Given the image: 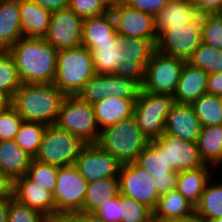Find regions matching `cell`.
<instances>
[{
  "instance_id": "cell-1",
  "label": "cell",
  "mask_w": 222,
  "mask_h": 222,
  "mask_svg": "<svg viewBox=\"0 0 222 222\" xmlns=\"http://www.w3.org/2000/svg\"><path fill=\"white\" fill-rule=\"evenodd\" d=\"M8 52L15 59L22 83H53L58 51L44 38L21 37Z\"/></svg>"
},
{
  "instance_id": "cell-2",
  "label": "cell",
  "mask_w": 222,
  "mask_h": 222,
  "mask_svg": "<svg viewBox=\"0 0 222 222\" xmlns=\"http://www.w3.org/2000/svg\"><path fill=\"white\" fill-rule=\"evenodd\" d=\"M66 95L53 84L22 83L11 106L24 121L55 125Z\"/></svg>"
},
{
  "instance_id": "cell-3",
  "label": "cell",
  "mask_w": 222,
  "mask_h": 222,
  "mask_svg": "<svg viewBox=\"0 0 222 222\" xmlns=\"http://www.w3.org/2000/svg\"><path fill=\"white\" fill-rule=\"evenodd\" d=\"M149 143L134 116L100 130L97 145L121 164L135 162Z\"/></svg>"
},
{
  "instance_id": "cell-4",
  "label": "cell",
  "mask_w": 222,
  "mask_h": 222,
  "mask_svg": "<svg viewBox=\"0 0 222 222\" xmlns=\"http://www.w3.org/2000/svg\"><path fill=\"white\" fill-rule=\"evenodd\" d=\"M95 74L90 50L80 45L57 52V69L52 84L66 96H77Z\"/></svg>"
},
{
  "instance_id": "cell-5",
  "label": "cell",
  "mask_w": 222,
  "mask_h": 222,
  "mask_svg": "<svg viewBox=\"0 0 222 222\" xmlns=\"http://www.w3.org/2000/svg\"><path fill=\"white\" fill-rule=\"evenodd\" d=\"M55 125L86 144H96L100 134L93 105L81 101L77 96L64 98Z\"/></svg>"
},
{
  "instance_id": "cell-6",
  "label": "cell",
  "mask_w": 222,
  "mask_h": 222,
  "mask_svg": "<svg viewBox=\"0 0 222 222\" xmlns=\"http://www.w3.org/2000/svg\"><path fill=\"white\" fill-rule=\"evenodd\" d=\"M174 103L171 95L154 94L140 89L133 116L149 142L164 134L166 118Z\"/></svg>"
},
{
  "instance_id": "cell-7",
  "label": "cell",
  "mask_w": 222,
  "mask_h": 222,
  "mask_svg": "<svg viewBox=\"0 0 222 222\" xmlns=\"http://www.w3.org/2000/svg\"><path fill=\"white\" fill-rule=\"evenodd\" d=\"M85 145L79 137L56 125H49L34 159L57 167L73 165Z\"/></svg>"
},
{
  "instance_id": "cell-8",
  "label": "cell",
  "mask_w": 222,
  "mask_h": 222,
  "mask_svg": "<svg viewBox=\"0 0 222 222\" xmlns=\"http://www.w3.org/2000/svg\"><path fill=\"white\" fill-rule=\"evenodd\" d=\"M185 63L184 59L169 56L155 50L146 64L145 78L141 85V90L174 97Z\"/></svg>"
},
{
  "instance_id": "cell-9",
  "label": "cell",
  "mask_w": 222,
  "mask_h": 222,
  "mask_svg": "<svg viewBox=\"0 0 222 222\" xmlns=\"http://www.w3.org/2000/svg\"><path fill=\"white\" fill-rule=\"evenodd\" d=\"M88 182L75 165L58 167L57 182L53 190L56 213H80L87 191Z\"/></svg>"
},
{
  "instance_id": "cell-10",
  "label": "cell",
  "mask_w": 222,
  "mask_h": 222,
  "mask_svg": "<svg viewBox=\"0 0 222 222\" xmlns=\"http://www.w3.org/2000/svg\"><path fill=\"white\" fill-rule=\"evenodd\" d=\"M202 43L201 15L187 25L163 30L158 35L156 50L160 53L188 61Z\"/></svg>"
},
{
  "instance_id": "cell-11",
  "label": "cell",
  "mask_w": 222,
  "mask_h": 222,
  "mask_svg": "<svg viewBox=\"0 0 222 222\" xmlns=\"http://www.w3.org/2000/svg\"><path fill=\"white\" fill-rule=\"evenodd\" d=\"M119 193L137 200L154 210L159 195L153 177L135 162L121 164L118 175Z\"/></svg>"
},
{
  "instance_id": "cell-12",
  "label": "cell",
  "mask_w": 222,
  "mask_h": 222,
  "mask_svg": "<svg viewBox=\"0 0 222 222\" xmlns=\"http://www.w3.org/2000/svg\"><path fill=\"white\" fill-rule=\"evenodd\" d=\"M84 19L69 7L52 12L44 39L57 51L81 45Z\"/></svg>"
},
{
  "instance_id": "cell-13",
  "label": "cell",
  "mask_w": 222,
  "mask_h": 222,
  "mask_svg": "<svg viewBox=\"0 0 222 222\" xmlns=\"http://www.w3.org/2000/svg\"><path fill=\"white\" fill-rule=\"evenodd\" d=\"M110 12L118 35L158 39L152 14L132 8L125 2H117L110 8Z\"/></svg>"
},
{
  "instance_id": "cell-14",
  "label": "cell",
  "mask_w": 222,
  "mask_h": 222,
  "mask_svg": "<svg viewBox=\"0 0 222 222\" xmlns=\"http://www.w3.org/2000/svg\"><path fill=\"white\" fill-rule=\"evenodd\" d=\"M74 165L88 183L104 178H118L121 167L114 156L97 144H86Z\"/></svg>"
},
{
  "instance_id": "cell-15",
  "label": "cell",
  "mask_w": 222,
  "mask_h": 222,
  "mask_svg": "<svg viewBox=\"0 0 222 222\" xmlns=\"http://www.w3.org/2000/svg\"><path fill=\"white\" fill-rule=\"evenodd\" d=\"M154 141L161 147V153H165L167 167L172 171H188L205 164L200 157L197 143L168 134H163Z\"/></svg>"
},
{
  "instance_id": "cell-16",
  "label": "cell",
  "mask_w": 222,
  "mask_h": 222,
  "mask_svg": "<svg viewBox=\"0 0 222 222\" xmlns=\"http://www.w3.org/2000/svg\"><path fill=\"white\" fill-rule=\"evenodd\" d=\"M201 128L192 105L175 102L167 115L164 134L197 143Z\"/></svg>"
},
{
  "instance_id": "cell-17",
  "label": "cell",
  "mask_w": 222,
  "mask_h": 222,
  "mask_svg": "<svg viewBox=\"0 0 222 222\" xmlns=\"http://www.w3.org/2000/svg\"><path fill=\"white\" fill-rule=\"evenodd\" d=\"M13 198L44 216L55 213L52 192L31 181L26 175L14 181Z\"/></svg>"
},
{
  "instance_id": "cell-18",
  "label": "cell",
  "mask_w": 222,
  "mask_h": 222,
  "mask_svg": "<svg viewBox=\"0 0 222 222\" xmlns=\"http://www.w3.org/2000/svg\"><path fill=\"white\" fill-rule=\"evenodd\" d=\"M208 74L187 61L181 71L174 93V101L180 104H192L207 93Z\"/></svg>"
},
{
  "instance_id": "cell-19",
  "label": "cell",
  "mask_w": 222,
  "mask_h": 222,
  "mask_svg": "<svg viewBox=\"0 0 222 222\" xmlns=\"http://www.w3.org/2000/svg\"><path fill=\"white\" fill-rule=\"evenodd\" d=\"M200 15L192 0H170L154 17L156 33L193 23Z\"/></svg>"
},
{
  "instance_id": "cell-20",
  "label": "cell",
  "mask_w": 222,
  "mask_h": 222,
  "mask_svg": "<svg viewBox=\"0 0 222 222\" xmlns=\"http://www.w3.org/2000/svg\"><path fill=\"white\" fill-rule=\"evenodd\" d=\"M19 9L23 37L44 38L52 13L39 6L34 0H19Z\"/></svg>"
},
{
  "instance_id": "cell-21",
  "label": "cell",
  "mask_w": 222,
  "mask_h": 222,
  "mask_svg": "<svg viewBox=\"0 0 222 222\" xmlns=\"http://www.w3.org/2000/svg\"><path fill=\"white\" fill-rule=\"evenodd\" d=\"M136 100L110 96L95 103L93 108L99 129L132 117Z\"/></svg>"
},
{
  "instance_id": "cell-22",
  "label": "cell",
  "mask_w": 222,
  "mask_h": 222,
  "mask_svg": "<svg viewBox=\"0 0 222 222\" xmlns=\"http://www.w3.org/2000/svg\"><path fill=\"white\" fill-rule=\"evenodd\" d=\"M21 37L19 0H0V51H8Z\"/></svg>"
},
{
  "instance_id": "cell-23",
  "label": "cell",
  "mask_w": 222,
  "mask_h": 222,
  "mask_svg": "<svg viewBox=\"0 0 222 222\" xmlns=\"http://www.w3.org/2000/svg\"><path fill=\"white\" fill-rule=\"evenodd\" d=\"M212 168V166L204 164L196 169L178 172L176 190L195 206L207 183L212 177L215 178Z\"/></svg>"
},
{
  "instance_id": "cell-24",
  "label": "cell",
  "mask_w": 222,
  "mask_h": 222,
  "mask_svg": "<svg viewBox=\"0 0 222 222\" xmlns=\"http://www.w3.org/2000/svg\"><path fill=\"white\" fill-rule=\"evenodd\" d=\"M32 159L14 140H0V171L12 181L26 175Z\"/></svg>"
},
{
  "instance_id": "cell-25",
  "label": "cell",
  "mask_w": 222,
  "mask_h": 222,
  "mask_svg": "<svg viewBox=\"0 0 222 222\" xmlns=\"http://www.w3.org/2000/svg\"><path fill=\"white\" fill-rule=\"evenodd\" d=\"M116 28L110 11L83 21L81 45L90 49L97 43L116 42Z\"/></svg>"
},
{
  "instance_id": "cell-26",
  "label": "cell",
  "mask_w": 222,
  "mask_h": 222,
  "mask_svg": "<svg viewBox=\"0 0 222 222\" xmlns=\"http://www.w3.org/2000/svg\"><path fill=\"white\" fill-rule=\"evenodd\" d=\"M122 35L116 34V42L97 43L89 50L96 74H113L118 63L125 62Z\"/></svg>"
},
{
  "instance_id": "cell-27",
  "label": "cell",
  "mask_w": 222,
  "mask_h": 222,
  "mask_svg": "<svg viewBox=\"0 0 222 222\" xmlns=\"http://www.w3.org/2000/svg\"><path fill=\"white\" fill-rule=\"evenodd\" d=\"M197 148L202 161L212 166L213 170L222 166V124L203 126L198 136Z\"/></svg>"
},
{
  "instance_id": "cell-28",
  "label": "cell",
  "mask_w": 222,
  "mask_h": 222,
  "mask_svg": "<svg viewBox=\"0 0 222 222\" xmlns=\"http://www.w3.org/2000/svg\"><path fill=\"white\" fill-rule=\"evenodd\" d=\"M119 194L118 178H104L89 182L83 212H94L102 204L111 201Z\"/></svg>"
},
{
  "instance_id": "cell-29",
  "label": "cell",
  "mask_w": 222,
  "mask_h": 222,
  "mask_svg": "<svg viewBox=\"0 0 222 222\" xmlns=\"http://www.w3.org/2000/svg\"><path fill=\"white\" fill-rule=\"evenodd\" d=\"M195 212V206L176 189L159 196L153 217L185 218Z\"/></svg>"
},
{
  "instance_id": "cell-30",
  "label": "cell",
  "mask_w": 222,
  "mask_h": 222,
  "mask_svg": "<svg viewBox=\"0 0 222 222\" xmlns=\"http://www.w3.org/2000/svg\"><path fill=\"white\" fill-rule=\"evenodd\" d=\"M207 183L199 202L195 205V213L204 221L211 222L222 217V182Z\"/></svg>"
},
{
  "instance_id": "cell-31",
  "label": "cell",
  "mask_w": 222,
  "mask_h": 222,
  "mask_svg": "<svg viewBox=\"0 0 222 222\" xmlns=\"http://www.w3.org/2000/svg\"><path fill=\"white\" fill-rule=\"evenodd\" d=\"M135 163L153 178L168 177V173L172 172L167 167L165 153H161V147L154 140L146 145Z\"/></svg>"
},
{
  "instance_id": "cell-32",
  "label": "cell",
  "mask_w": 222,
  "mask_h": 222,
  "mask_svg": "<svg viewBox=\"0 0 222 222\" xmlns=\"http://www.w3.org/2000/svg\"><path fill=\"white\" fill-rule=\"evenodd\" d=\"M47 125L40 122H22L14 141L32 158L39 151L42 137Z\"/></svg>"
},
{
  "instance_id": "cell-33",
  "label": "cell",
  "mask_w": 222,
  "mask_h": 222,
  "mask_svg": "<svg viewBox=\"0 0 222 222\" xmlns=\"http://www.w3.org/2000/svg\"><path fill=\"white\" fill-rule=\"evenodd\" d=\"M195 115L203 126H216L222 124V109L218 96L204 93L192 104Z\"/></svg>"
},
{
  "instance_id": "cell-34",
  "label": "cell",
  "mask_w": 222,
  "mask_h": 222,
  "mask_svg": "<svg viewBox=\"0 0 222 222\" xmlns=\"http://www.w3.org/2000/svg\"><path fill=\"white\" fill-rule=\"evenodd\" d=\"M187 62L207 74L222 72V50L202 42Z\"/></svg>"
},
{
  "instance_id": "cell-35",
  "label": "cell",
  "mask_w": 222,
  "mask_h": 222,
  "mask_svg": "<svg viewBox=\"0 0 222 222\" xmlns=\"http://www.w3.org/2000/svg\"><path fill=\"white\" fill-rule=\"evenodd\" d=\"M21 85L14 57L8 51H0V90L12 99Z\"/></svg>"
},
{
  "instance_id": "cell-36",
  "label": "cell",
  "mask_w": 222,
  "mask_h": 222,
  "mask_svg": "<svg viewBox=\"0 0 222 222\" xmlns=\"http://www.w3.org/2000/svg\"><path fill=\"white\" fill-rule=\"evenodd\" d=\"M119 222H152L153 210L119 193Z\"/></svg>"
},
{
  "instance_id": "cell-37",
  "label": "cell",
  "mask_w": 222,
  "mask_h": 222,
  "mask_svg": "<svg viewBox=\"0 0 222 222\" xmlns=\"http://www.w3.org/2000/svg\"><path fill=\"white\" fill-rule=\"evenodd\" d=\"M124 43L123 53L126 61L148 62L156 50L158 39H144L122 36Z\"/></svg>"
},
{
  "instance_id": "cell-38",
  "label": "cell",
  "mask_w": 222,
  "mask_h": 222,
  "mask_svg": "<svg viewBox=\"0 0 222 222\" xmlns=\"http://www.w3.org/2000/svg\"><path fill=\"white\" fill-rule=\"evenodd\" d=\"M77 97L88 104L94 105L106 97H110L108 74H95L83 86Z\"/></svg>"
},
{
  "instance_id": "cell-39",
  "label": "cell",
  "mask_w": 222,
  "mask_h": 222,
  "mask_svg": "<svg viewBox=\"0 0 222 222\" xmlns=\"http://www.w3.org/2000/svg\"><path fill=\"white\" fill-rule=\"evenodd\" d=\"M58 167L32 159L26 176L39 186L53 193L57 182Z\"/></svg>"
},
{
  "instance_id": "cell-40",
  "label": "cell",
  "mask_w": 222,
  "mask_h": 222,
  "mask_svg": "<svg viewBox=\"0 0 222 222\" xmlns=\"http://www.w3.org/2000/svg\"><path fill=\"white\" fill-rule=\"evenodd\" d=\"M202 42L222 50V13L201 14Z\"/></svg>"
},
{
  "instance_id": "cell-41",
  "label": "cell",
  "mask_w": 222,
  "mask_h": 222,
  "mask_svg": "<svg viewBox=\"0 0 222 222\" xmlns=\"http://www.w3.org/2000/svg\"><path fill=\"white\" fill-rule=\"evenodd\" d=\"M110 96H118L125 99H137L141 87L130 79L108 74Z\"/></svg>"
},
{
  "instance_id": "cell-42",
  "label": "cell",
  "mask_w": 222,
  "mask_h": 222,
  "mask_svg": "<svg viewBox=\"0 0 222 222\" xmlns=\"http://www.w3.org/2000/svg\"><path fill=\"white\" fill-rule=\"evenodd\" d=\"M23 118L10 106L0 112V140H14Z\"/></svg>"
},
{
  "instance_id": "cell-43",
  "label": "cell",
  "mask_w": 222,
  "mask_h": 222,
  "mask_svg": "<svg viewBox=\"0 0 222 222\" xmlns=\"http://www.w3.org/2000/svg\"><path fill=\"white\" fill-rule=\"evenodd\" d=\"M7 222H45V216L11 198Z\"/></svg>"
},
{
  "instance_id": "cell-44",
  "label": "cell",
  "mask_w": 222,
  "mask_h": 222,
  "mask_svg": "<svg viewBox=\"0 0 222 222\" xmlns=\"http://www.w3.org/2000/svg\"><path fill=\"white\" fill-rule=\"evenodd\" d=\"M68 7L83 19L101 16L110 11L101 0H69Z\"/></svg>"
},
{
  "instance_id": "cell-45",
  "label": "cell",
  "mask_w": 222,
  "mask_h": 222,
  "mask_svg": "<svg viewBox=\"0 0 222 222\" xmlns=\"http://www.w3.org/2000/svg\"><path fill=\"white\" fill-rule=\"evenodd\" d=\"M148 62L126 61L118 63L114 75L135 81L140 87L145 78V67Z\"/></svg>"
},
{
  "instance_id": "cell-46",
  "label": "cell",
  "mask_w": 222,
  "mask_h": 222,
  "mask_svg": "<svg viewBox=\"0 0 222 222\" xmlns=\"http://www.w3.org/2000/svg\"><path fill=\"white\" fill-rule=\"evenodd\" d=\"M119 194L111 201L102 204L94 213L105 222H119Z\"/></svg>"
},
{
  "instance_id": "cell-47",
  "label": "cell",
  "mask_w": 222,
  "mask_h": 222,
  "mask_svg": "<svg viewBox=\"0 0 222 222\" xmlns=\"http://www.w3.org/2000/svg\"><path fill=\"white\" fill-rule=\"evenodd\" d=\"M169 1L170 0H126L125 3L132 8L150 13L155 17Z\"/></svg>"
},
{
  "instance_id": "cell-48",
  "label": "cell",
  "mask_w": 222,
  "mask_h": 222,
  "mask_svg": "<svg viewBox=\"0 0 222 222\" xmlns=\"http://www.w3.org/2000/svg\"><path fill=\"white\" fill-rule=\"evenodd\" d=\"M178 172L168 173V177L153 178L159 196L176 189Z\"/></svg>"
},
{
  "instance_id": "cell-49",
  "label": "cell",
  "mask_w": 222,
  "mask_h": 222,
  "mask_svg": "<svg viewBox=\"0 0 222 222\" xmlns=\"http://www.w3.org/2000/svg\"><path fill=\"white\" fill-rule=\"evenodd\" d=\"M200 14L222 13V0H192Z\"/></svg>"
},
{
  "instance_id": "cell-50",
  "label": "cell",
  "mask_w": 222,
  "mask_h": 222,
  "mask_svg": "<svg viewBox=\"0 0 222 222\" xmlns=\"http://www.w3.org/2000/svg\"><path fill=\"white\" fill-rule=\"evenodd\" d=\"M207 93L222 95V72L208 74Z\"/></svg>"
},
{
  "instance_id": "cell-51",
  "label": "cell",
  "mask_w": 222,
  "mask_h": 222,
  "mask_svg": "<svg viewBox=\"0 0 222 222\" xmlns=\"http://www.w3.org/2000/svg\"><path fill=\"white\" fill-rule=\"evenodd\" d=\"M14 181L0 171V200L13 198Z\"/></svg>"
},
{
  "instance_id": "cell-52",
  "label": "cell",
  "mask_w": 222,
  "mask_h": 222,
  "mask_svg": "<svg viewBox=\"0 0 222 222\" xmlns=\"http://www.w3.org/2000/svg\"><path fill=\"white\" fill-rule=\"evenodd\" d=\"M45 222H82L79 213H52L45 216Z\"/></svg>"
},
{
  "instance_id": "cell-53",
  "label": "cell",
  "mask_w": 222,
  "mask_h": 222,
  "mask_svg": "<svg viewBox=\"0 0 222 222\" xmlns=\"http://www.w3.org/2000/svg\"><path fill=\"white\" fill-rule=\"evenodd\" d=\"M39 6L48 10L49 12L59 11L67 8L69 0H34Z\"/></svg>"
},
{
  "instance_id": "cell-54",
  "label": "cell",
  "mask_w": 222,
  "mask_h": 222,
  "mask_svg": "<svg viewBox=\"0 0 222 222\" xmlns=\"http://www.w3.org/2000/svg\"><path fill=\"white\" fill-rule=\"evenodd\" d=\"M10 200H0V222H7Z\"/></svg>"
},
{
  "instance_id": "cell-55",
  "label": "cell",
  "mask_w": 222,
  "mask_h": 222,
  "mask_svg": "<svg viewBox=\"0 0 222 222\" xmlns=\"http://www.w3.org/2000/svg\"><path fill=\"white\" fill-rule=\"evenodd\" d=\"M82 222H105L94 212H80Z\"/></svg>"
},
{
  "instance_id": "cell-56",
  "label": "cell",
  "mask_w": 222,
  "mask_h": 222,
  "mask_svg": "<svg viewBox=\"0 0 222 222\" xmlns=\"http://www.w3.org/2000/svg\"><path fill=\"white\" fill-rule=\"evenodd\" d=\"M11 101L12 99L6 93L0 90V112L10 107Z\"/></svg>"
},
{
  "instance_id": "cell-57",
  "label": "cell",
  "mask_w": 222,
  "mask_h": 222,
  "mask_svg": "<svg viewBox=\"0 0 222 222\" xmlns=\"http://www.w3.org/2000/svg\"><path fill=\"white\" fill-rule=\"evenodd\" d=\"M179 222H204L195 212L185 218H180Z\"/></svg>"
},
{
  "instance_id": "cell-58",
  "label": "cell",
  "mask_w": 222,
  "mask_h": 222,
  "mask_svg": "<svg viewBox=\"0 0 222 222\" xmlns=\"http://www.w3.org/2000/svg\"><path fill=\"white\" fill-rule=\"evenodd\" d=\"M152 222H179V219L166 217H152Z\"/></svg>"
},
{
  "instance_id": "cell-59",
  "label": "cell",
  "mask_w": 222,
  "mask_h": 222,
  "mask_svg": "<svg viewBox=\"0 0 222 222\" xmlns=\"http://www.w3.org/2000/svg\"><path fill=\"white\" fill-rule=\"evenodd\" d=\"M109 8H112L118 1L117 0H101Z\"/></svg>"
},
{
  "instance_id": "cell-60",
  "label": "cell",
  "mask_w": 222,
  "mask_h": 222,
  "mask_svg": "<svg viewBox=\"0 0 222 222\" xmlns=\"http://www.w3.org/2000/svg\"><path fill=\"white\" fill-rule=\"evenodd\" d=\"M218 100H219V103H220V106H221V109H222V95L218 96Z\"/></svg>"
},
{
  "instance_id": "cell-61",
  "label": "cell",
  "mask_w": 222,
  "mask_h": 222,
  "mask_svg": "<svg viewBox=\"0 0 222 222\" xmlns=\"http://www.w3.org/2000/svg\"><path fill=\"white\" fill-rule=\"evenodd\" d=\"M211 222H222V217H220V218H216V219H214V220L211 221Z\"/></svg>"
},
{
  "instance_id": "cell-62",
  "label": "cell",
  "mask_w": 222,
  "mask_h": 222,
  "mask_svg": "<svg viewBox=\"0 0 222 222\" xmlns=\"http://www.w3.org/2000/svg\"><path fill=\"white\" fill-rule=\"evenodd\" d=\"M118 2H125L126 0H117Z\"/></svg>"
}]
</instances>
